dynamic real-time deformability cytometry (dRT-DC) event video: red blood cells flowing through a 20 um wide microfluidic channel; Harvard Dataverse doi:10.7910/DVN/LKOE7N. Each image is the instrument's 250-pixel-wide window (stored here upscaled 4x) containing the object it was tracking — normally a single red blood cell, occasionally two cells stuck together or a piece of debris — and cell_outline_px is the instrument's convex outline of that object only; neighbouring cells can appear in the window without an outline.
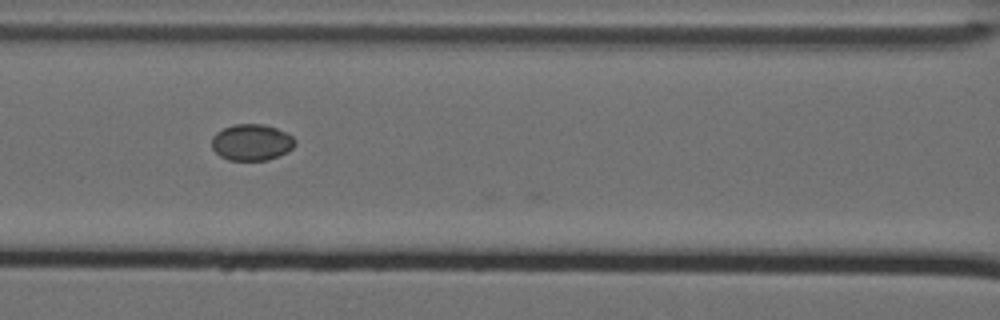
{"species": "Egyptian fruit bat (a non-hibernating species)", "species_latin": "Rousettus aegyptiacus", "temperature_condition": "cold", "stored_images_in_passage": 11, "camera_frame_rate_fps": 3000, "um_per_image_px": 0.085, "animal": {"sex": "female"}, "frame": {"image": 1, "passage_image": 7, "time_ms": 2.0, "image_size_px": [1000, 320], "cell_outline_px": [[296, 144], [288, 152], [268, 160], [228, 160], [220, 156], [212, 148], [212, 136], [216, 132], [232, 124], [264, 124], [276, 128], [292, 136], [296, 140]], "centroid_in_image_um": [21.39, 12.1], "position_along_channel_um": 145.2, "area_um2": 17.74}}
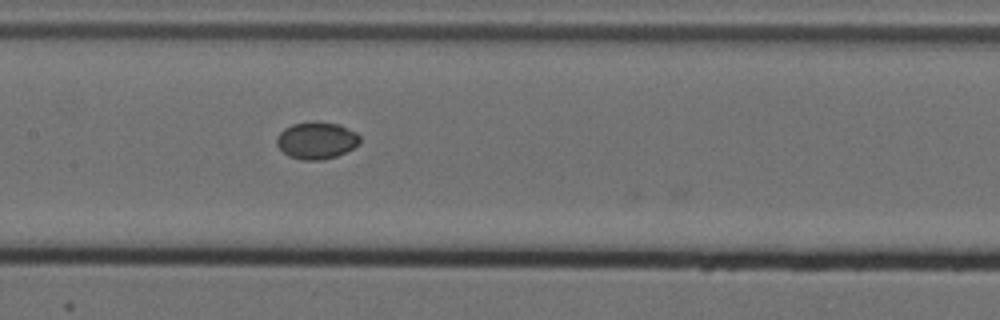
{"frame": {"image": 2, "passage_image": 10, "time_ms": 3.0, "image_size_px": [1000, 320], "cell_outline_px": [[360, 144], [336, 156], [320, 160], [304, 160], [288, 156], [276, 144], [276, 136], [284, 128], [292, 124], [316, 120], [340, 124], [356, 132], [360, 136]], "centroid_in_image_um": [26.9, 11.91], "position_along_channel_um": 180.5, "area_um2": 18.15}}